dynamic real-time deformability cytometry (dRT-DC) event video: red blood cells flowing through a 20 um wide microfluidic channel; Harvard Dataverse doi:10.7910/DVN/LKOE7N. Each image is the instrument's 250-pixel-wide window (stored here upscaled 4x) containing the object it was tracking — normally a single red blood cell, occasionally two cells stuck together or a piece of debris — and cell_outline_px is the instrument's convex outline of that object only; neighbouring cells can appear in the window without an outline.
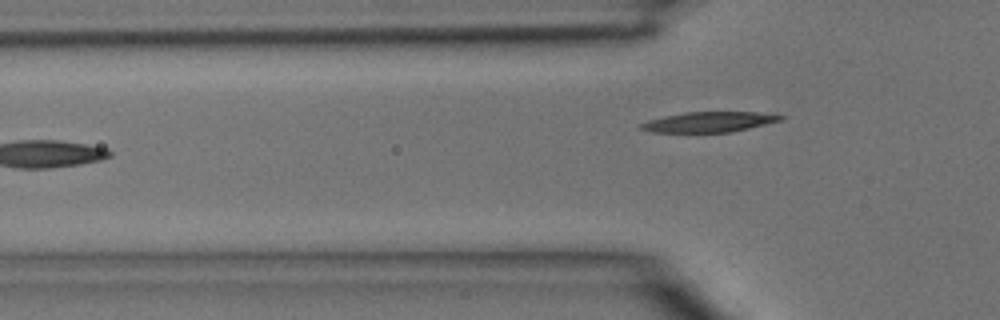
{"species": "common noctule bat (a hibernating species)", "species_latin": "Nyctalus noctula", "temperature_condition": "room temperature", "stored_images_in_passage": 5, "camera_frame_rate_fps": 3000, "um_per_image_px": 0.085, "animal": {"sex": "male", "body_mass_g": 15.6}, "frame": {"image": 1, "passage_image": 5, "time_ms": 1.333, "image_size_px": [1000, 320], "cell_outline_px": [[784, 116], [780, 120], [732, 132], [652, 132], [640, 128], [636, 124], [648, 120], [664, 116], [684, 112], [756, 112]], "centroid_in_image_um": [60.17, 10.36], "position_along_channel_um": 65.6, "area_um2": 16.3}}